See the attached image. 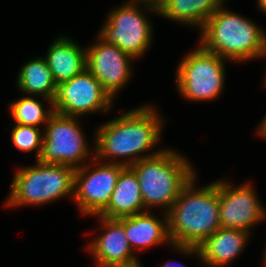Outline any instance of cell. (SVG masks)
<instances>
[{
	"instance_id": "484cf974",
	"label": "cell",
	"mask_w": 266,
	"mask_h": 267,
	"mask_svg": "<svg viewBox=\"0 0 266 267\" xmlns=\"http://www.w3.org/2000/svg\"><path fill=\"white\" fill-rule=\"evenodd\" d=\"M114 267H143V266L141 265V262H137L135 264L128 265V266H114Z\"/></svg>"
},
{
	"instance_id": "8992f818",
	"label": "cell",
	"mask_w": 266,
	"mask_h": 267,
	"mask_svg": "<svg viewBox=\"0 0 266 267\" xmlns=\"http://www.w3.org/2000/svg\"><path fill=\"white\" fill-rule=\"evenodd\" d=\"M141 7H144L143 9L148 12L159 15V10L129 0L109 12L97 34L105 43L116 45L134 59L141 58L153 41V25Z\"/></svg>"
},
{
	"instance_id": "5b68a950",
	"label": "cell",
	"mask_w": 266,
	"mask_h": 267,
	"mask_svg": "<svg viewBox=\"0 0 266 267\" xmlns=\"http://www.w3.org/2000/svg\"><path fill=\"white\" fill-rule=\"evenodd\" d=\"M75 168L64 164H46L17 168L10 186L6 207L39 206L66 195L74 197Z\"/></svg>"
},
{
	"instance_id": "9c48e42d",
	"label": "cell",
	"mask_w": 266,
	"mask_h": 267,
	"mask_svg": "<svg viewBox=\"0 0 266 267\" xmlns=\"http://www.w3.org/2000/svg\"><path fill=\"white\" fill-rule=\"evenodd\" d=\"M125 167L119 163L102 162L94 157L75 169L73 201L82 215L97 216L106 209L117 179Z\"/></svg>"
},
{
	"instance_id": "6da1fadb",
	"label": "cell",
	"mask_w": 266,
	"mask_h": 267,
	"mask_svg": "<svg viewBox=\"0 0 266 267\" xmlns=\"http://www.w3.org/2000/svg\"><path fill=\"white\" fill-rule=\"evenodd\" d=\"M155 109L152 105H142L98 126L94 137L95 158L102 162L130 166L162 152L164 148L145 153L153 150L162 137L165 120ZM121 157L125 160H121Z\"/></svg>"
},
{
	"instance_id": "ffe728a7",
	"label": "cell",
	"mask_w": 266,
	"mask_h": 267,
	"mask_svg": "<svg viewBox=\"0 0 266 267\" xmlns=\"http://www.w3.org/2000/svg\"><path fill=\"white\" fill-rule=\"evenodd\" d=\"M9 111L15 123L36 127L47 123L49 117L54 113L52 105L44 109L41 101L31 95H25V97L11 102Z\"/></svg>"
},
{
	"instance_id": "3957f363",
	"label": "cell",
	"mask_w": 266,
	"mask_h": 267,
	"mask_svg": "<svg viewBox=\"0 0 266 267\" xmlns=\"http://www.w3.org/2000/svg\"><path fill=\"white\" fill-rule=\"evenodd\" d=\"M199 44L206 50L233 62L266 56V32L253 20L229 11L223 4L200 30Z\"/></svg>"
},
{
	"instance_id": "d4e9b609",
	"label": "cell",
	"mask_w": 266,
	"mask_h": 267,
	"mask_svg": "<svg viewBox=\"0 0 266 267\" xmlns=\"http://www.w3.org/2000/svg\"><path fill=\"white\" fill-rule=\"evenodd\" d=\"M173 263L176 264V261H175V262H174V261L171 262V261L168 260V262H167V263H164V265H162L161 267H170V266H171V267H174V266L177 267V265L172 266ZM180 266H181V264H180ZM178 267H179V266H178ZM181 267H182V266H181Z\"/></svg>"
},
{
	"instance_id": "9a60e30c",
	"label": "cell",
	"mask_w": 266,
	"mask_h": 267,
	"mask_svg": "<svg viewBox=\"0 0 266 267\" xmlns=\"http://www.w3.org/2000/svg\"><path fill=\"white\" fill-rule=\"evenodd\" d=\"M142 212L136 215L118 218L117 220L124 226L130 247L134 250H140L154 247L160 244L172 245L168 235V216L164 212L163 220L150 213ZM137 249V250H136Z\"/></svg>"
},
{
	"instance_id": "5bb4252c",
	"label": "cell",
	"mask_w": 266,
	"mask_h": 267,
	"mask_svg": "<svg viewBox=\"0 0 266 267\" xmlns=\"http://www.w3.org/2000/svg\"><path fill=\"white\" fill-rule=\"evenodd\" d=\"M104 229L95 236L86 247L98 267L128 266L135 264L139 258L129 245L124 226L117 219L97 216Z\"/></svg>"
},
{
	"instance_id": "ba28073f",
	"label": "cell",
	"mask_w": 266,
	"mask_h": 267,
	"mask_svg": "<svg viewBox=\"0 0 266 267\" xmlns=\"http://www.w3.org/2000/svg\"><path fill=\"white\" fill-rule=\"evenodd\" d=\"M78 119L80 118L64 116L56 112L49 117L45 124V131L43 130L39 162L64 164L76 169L85 165L86 160L90 161L95 157L94 147L92 146L93 150L89 148ZM88 157L91 159H87Z\"/></svg>"
},
{
	"instance_id": "7c38bea8",
	"label": "cell",
	"mask_w": 266,
	"mask_h": 267,
	"mask_svg": "<svg viewBox=\"0 0 266 267\" xmlns=\"http://www.w3.org/2000/svg\"><path fill=\"white\" fill-rule=\"evenodd\" d=\"M97 42L86 47V69L98 79L114 100L116 94L132 76L131 55L116 45L107 44L97 36Z\"/></svg>"
},
{
	"instance_id": "277c9868",
	"label": "cell",
	"mask_w": 266,
	"mask_h": 267,
	"mask_svg": "<svg viewBox=\"0 0 266 267\" xmlns=\"http://www.w3.org/2000/svg\"><path fill=\"white\" fill-rule=\"evenodd\" d=\"M188 160L177 150L166 148L129 166L138 178L147 211L161 207L167 213L171 209L181 189L196 174Z\"/></svg>"
},
{
	"instance_id": "4316f807",
	"label": "cell",
	"mask_w": 266,
	"mask_h": 267,
	"mask_svg": "<svg viewBox=\"0 0 266 267\" xmlns=\"http://www.w3.org/2000/svg\"><path fill=\"white\" fill-rule=\"evenodd\" d=\"M263 253H264L263 255H264V257H265V258L263 259V260H264V263H263V264H264V266H266V248H265V251H264Z\"/></svg>"
},
{
	"instance_id": "44dd1931",
	"label": "cell",
	"mask_w": 266,
	"mask_h": 267,
	"mask_svg": "<svg viewBox=\"0 0 266 267\" xmlns=\"http://www.w3.org/2000/svg\"><path fill=\"white\" fill-rule=\"evenodd\" d=\"M11 142L22 153L36 151V160L40 157L43 144V131L39 127L14 123Z\"/></svg>"
},
{
	"instance_id": "4fadbf2b",
	"label": "cell",
	"mask_w": 266,
	"mask_h": 267,
	"mask_svg": "<svg viewBox=\"0 0 266 267\" xmlns=\"http://www.w3.org/2000/svg\"><path fill=\"white\" fill-rule=\"evenodd\" d=\"M250 233L238 229L219 228L198 247L171 245L182 255H195L209 267H225L241 254L248 243Z\"/></svg>"
},
{
	"instance_id": "ac0fdd59",
	"label": "cell",
	"mask_w": 266,
	"mask_h": 267,
	"mask_svg": "<svg viewBox=\"0 0 266 267\" xmlns=\"http://www.w3.org/2000/svg\"><path fill=\"white\" fill-rule=\"evenodd\" d=\"M17 76V88L20 92L31 96H41L46 103L52 105L57 83L44 57L33 58L23 64Z\"/></svg>"
},
{
	"instance_id": "83f0119b",
	"label": "cell",
	"mask_w": 266,
	"mask_h": 267,
	"mask_svg": "<svg viewBox=\"0 0 266 267\" xmlns=\"http://www.w3.org/2000/svg\"><path fill=\"white\" fill-rule=\"evenodd\" d=\"M265 76H266V74H265ZM264 82V88H266V77H265V81H263Z\"/></svg>"
},
{
	"instance_id": "d6986e66",
	"label": "cell",
	"mask_w": 266,
	"mask_h": 267,
	"mask_svg": "<svg viewBox=\"0 0 266 267\" xmlns=\"http://www.w3.org/2000/svg\"><path fill=\"white\" fill-rule=\"evenodd\" d=\"M222 4V0H168L159 10V15L201 30Z\"/></svg>"
},
{
	"instance_id": "52a82bcc",
	"label": "cell",
	"mask_w": 266,
	"mask_h": 267,
	"mask_svg": "<svg viewBox=\"0 0 266 267\" xmlns=\"http://www.w3.org/2000/svg\"><path fill=\"white\" fill-rule=\"evenodd\" d=\"M225 61L228 60L206 51L199 44L177 66V91L192 102L215 100L224 90Z\"/></svg>"
},
{
	"instance_id": "7402d4cb",
	"label": "cell",
	"mask_w": 266,
	"mask_h": 267,
	"mask_svg": "<svg viewBox=\"0 0 266 267\" xmlns=\"http://www.w3.org/2000/svg\"><path fill=\"white\" fill-rule=\"evenodd\" d=\"M160 10L168 0H133Z\"/></svg>"
},
{
	"instance_id": "30bf717a",
	"label": "cell",
	"mask_w": 266,
	"mask_h": 267,
	"mask_svg": "<svg viewBox=\"0 0 266 267\" xmlns=\"http://www.w3.org/2000/svg\"><path fill=\"white\" fill-rule=\"evenodd\" d=\"M113 101L98 79L85 69L75 77L57 83L52 107L58 114L82 117L98 111H109Z\"/></svg>"
},
{
	"instance_id": "cb8c5ba5",
	"label": "cell",
	"mask_w": 266,
	"mask_h": 267,
	"mask_svg": "<svg viewBox=\"0 0 266 267\" xmlns=\"http://www.w3.org/2000/svg\"><path fill=\"white\" fill-rule=\"evenodd\" d=\"M257 5L259 10L266 13V0H258Z\"/></svg>"
},
{
	"instance_id": "8fae6325",
	"label": "cell",
	"mask_w": 266,
	"mask_h": 267,
	"mask_svg": "<svg viewBox=\"0 0 266 267\" xmlns=\"http://www.w3.org/2000/svg\"><path fill=\"white\" fill-rule=\"evenodd\" d=\"M218 198L221 228L251 234V228L266 217V210L249 182L236 187L229 181L218 180Z\"/></svg>"
},
{
	"instance_id": "2e32d148",
	"label": "cell",
	"mask_w": 266,
	"mask_h": 267,
	"mask_svg": "<svg viewBox=\"0 0 266 267\" xmlns=\"http://www.w3.org/2000/svg\"><path fill=\"white\" fill-rule=\"evenodd\" d=\"M44 58L56 83L69 80L86 69V48L64 34L55 38Z\"/></svg>"
},
{
	"instance_id": "e0dca14e",
	"label": "cell",
	"mask_w": 266,
	"mask_h": 267,
	"mask_svg": "<svg viewBox=\"0 0 266 267\" xmlns=\"http://www.w3.org/2000/svg\"><path fill=\"white\" fill-rule=\"evenodd\" d=\"M145 211L147 210L143 203L138 178L134 171L126 166L117 179L108 206L100 216L118 219Z\"/></svg>"
},
{
	"instance_id": "7a4b0ae2",
	"label": "cell",
	"mask_w": 266,
	"mask_h": 267,
	"mask_svg": "<svg viewBox=\"0 0 266 267\" xmlns=\"http://www.w3.org/2000/svg\"><path fill=\"white\" fill-rule=\"evenodd\" d=\"M194 175L167 212L172 245L198 247L220 226L218 181L201 188Z\"/></svg>"
},
{
	"instance_id": "603a6c76",
	"label": "cell",
	"mask_w": 266,
	"mask_h": 267,
	"mask_svg": "<svg viewBox=\"0 0 266 267\" xmlns=\"http://www.w3.org/2000/svg\"><path fill=\"white\" fill-rule=\"evenodd\" d=\"M257 128H258L257 129L258 135L260 137H263V139H266V114H265V117L262 119V122Z\"/></svg>"
}]
</instances>
